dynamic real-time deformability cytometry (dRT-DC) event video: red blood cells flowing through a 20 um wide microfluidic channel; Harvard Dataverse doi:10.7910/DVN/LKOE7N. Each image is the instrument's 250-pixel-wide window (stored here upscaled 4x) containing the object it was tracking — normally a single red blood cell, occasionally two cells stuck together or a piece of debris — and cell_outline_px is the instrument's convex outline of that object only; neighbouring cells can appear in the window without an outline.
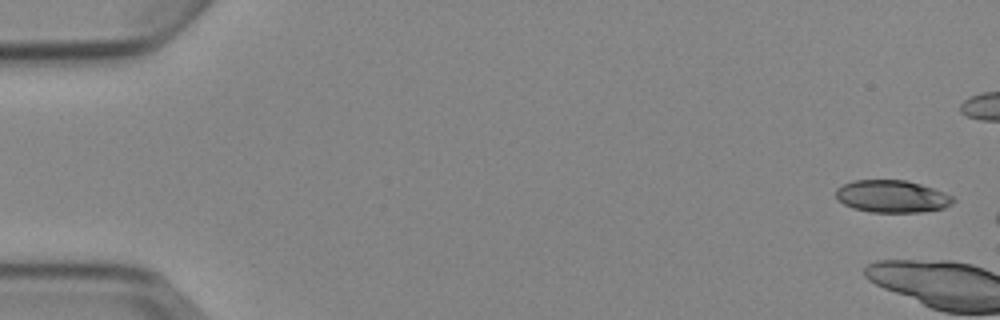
{"species": "Egyptian fruit bat (a non-hibernating species)", "species_latin": "Rousettus aegyptiacus", "temperature_condition": "cold", "stored_images_in_passage": 5, "camera_frame_rate_fps": 3000, "um_per_image_px": 0.085, "animal": {"sex": "female"}, "frame": {"image": 1, "passage_image": 1, "time_ms": 0.0, "image_size_px": [1000, 320], "cell_outline_px": [[956, 200], [952, 204], [944, 208], [920, 212], [868, 212], [852, 208], [836, 200], [836, 188], [852, 180], [904, 180], [920, 184], [944, 192], [952, 196]], "centroid_in_image_um": [75.8, 16.7], "position_along_channel_um": 9.2, "area_um2": 22.2}}